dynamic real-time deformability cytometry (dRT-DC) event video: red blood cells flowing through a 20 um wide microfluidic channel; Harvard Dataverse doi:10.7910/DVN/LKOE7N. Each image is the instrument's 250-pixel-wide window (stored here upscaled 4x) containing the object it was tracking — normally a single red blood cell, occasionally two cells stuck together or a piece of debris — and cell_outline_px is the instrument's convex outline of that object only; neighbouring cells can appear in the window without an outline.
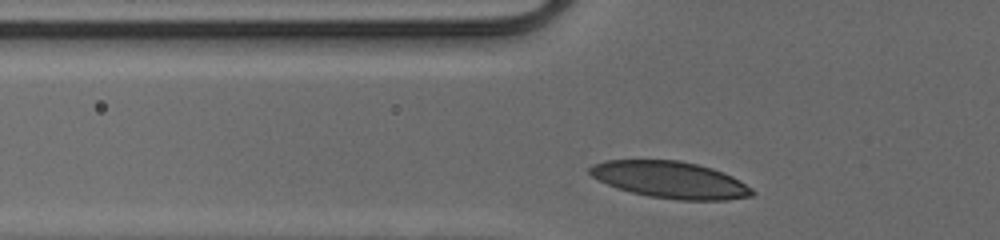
{"species": "human", "species_latin": "Homo sapiens", "temperature_condition": "cold", "stored_images_in_passage": 26, "camera_frame_rate_fps": 3000, "um_per_image_px": 0.085, "donor": {"sex": "male"}, "frame": {"image": 1, "passage_image": 2, "time_ms": 0.333, "image_size_px": [1000, 240], "cell_outline_px": [[756, 192], [752, 196], [728, 200], [676, 200], [648, 196], [632, 192], [608, 184], [592, 176], [588, 172], [588, 168], [592, 164], [608, 160], [680, 160], [712, 168], [724, 172], [740, 180], [752, 188]], "centroid_in_image_um": [57.01, 15.28], "position_along_channel_um": 68.8, "area_um2": 34.8}}
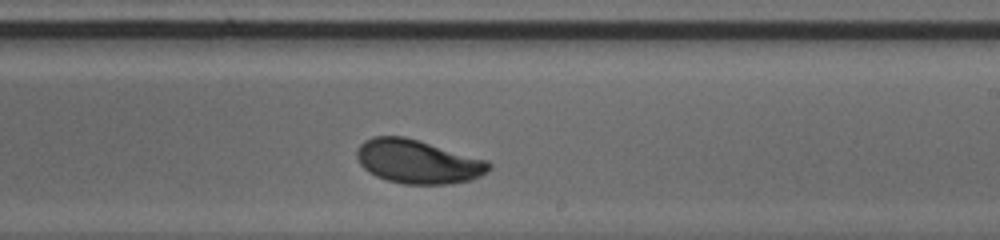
{"frame": {"image": 2, "passage_image": 16, "time_ms": 5.0, "image_size_px": [1000, 240], "cell_outline_px": [[492, 168], [488, 172], [472, 180], [452, 184], [404, 184], [388, 180], [376, 176], [368, 172], [360, 164], [356, 156], [356, 148], [364, 140], [372, 136], [404, 136], [488, 160], [492, 164]], "centroid_in_image_um": [35.53, 13.74], "position_along_channel_um": 253.5, "area_um2": 33.99}}
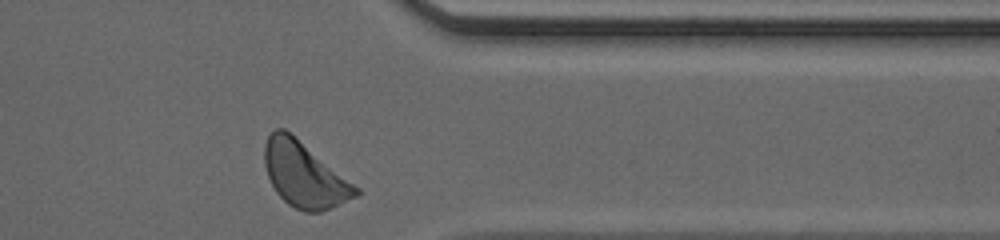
{"frame": {"image": 3, "passage_image": 26, "time_ms": 8.333, "image_size_px": [1000, 240], "cell_outline_px": [[360, 196], [332, 208], [320, 212], [304, 212], [288, 204], [276, 192], [268, 176], [264, 164], [264, 144], [268, 136], [276, 128], [284, 128], [360, 188]], "centroid_in_image_um": [25.89, 14.88], "position_along_channel_um": 385.5, "area_um2": 34.51}, "authors_computed_cell_mechanics": {"area_um2": 34.0442, "velocity_mm_per_s": 4.0626, "shape_relaxation_time_tau1_ms": 1.8474, "shape_relaxation_time_tau2_ms": null, "deformation_change_tau1": 0.1197, "deformation_change_tau2": null}}